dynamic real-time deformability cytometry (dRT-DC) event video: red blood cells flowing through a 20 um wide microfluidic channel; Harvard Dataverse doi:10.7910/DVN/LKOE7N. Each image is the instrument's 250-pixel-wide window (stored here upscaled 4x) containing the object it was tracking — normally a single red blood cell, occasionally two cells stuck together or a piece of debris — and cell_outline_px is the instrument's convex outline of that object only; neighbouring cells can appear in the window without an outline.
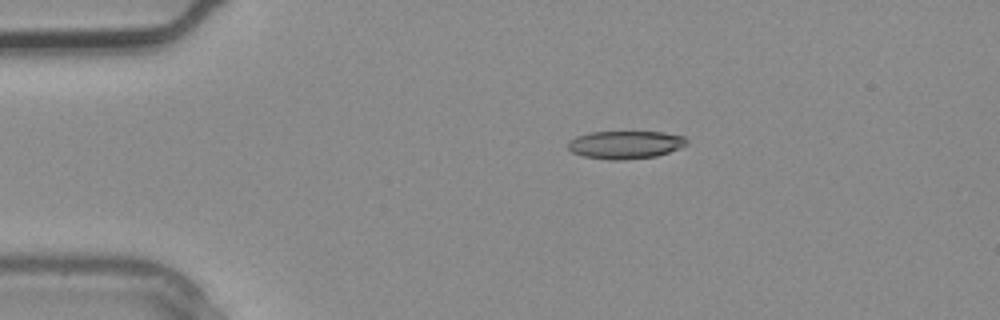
{"species": "common noctule bat (a hibernating species)", "species_latin": "Nyctalus noctula", "temperature_condition": "warm", "stored_images_in_passage": 2, "camera_frame_rate_fps": 3000, "um_per_image_px": 0.085, "animal": {"sex": "male", "body_mass_g": 20.4}, "frame": {"image": 1, "passage_image": 1, "time_ms": 0.0, "image_size_px": [1000, 320], "cell_outline_px": [[688, 144], [680, 148], [656, 156], [620, 160], [608, 160], [584, 156], [572, 152], [568, 148], [568, 140], [576, 136], [592, 132], [664, 132], [684, 136], [688, 140]], "centroid_in_image_um": [53.16, 12.3], "position_along_channel_um": 31.8, "area_um2": 19.36}}